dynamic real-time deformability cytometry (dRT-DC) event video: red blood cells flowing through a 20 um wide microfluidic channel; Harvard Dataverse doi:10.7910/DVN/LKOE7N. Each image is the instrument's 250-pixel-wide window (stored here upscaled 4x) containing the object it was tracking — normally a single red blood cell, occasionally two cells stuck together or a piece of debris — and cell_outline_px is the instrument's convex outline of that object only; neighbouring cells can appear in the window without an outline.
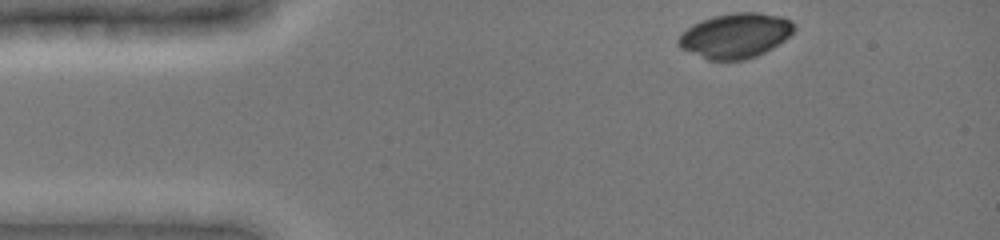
{"species": "common noctule bat (a hibernating species)", "species_latin": "Nyctalus noctula", "temperature_condition": "cold", "stored_images_in_passage": 29, "camera_frame_rate_fps": 3000, "um_per_image_px": 0.085, "animal": {"sex": "female", "body_mass_g": 19.0, "forearm_length_mm": 51.5}, "frame": {"image": 1, "passage_image": 1, "time_ms": 0.0, "image_size_px": [1000, 240], "cell_outline_px": [[796, 28], [784, 40], [772, 48], [756, 56], [744, 60], [708, 60], [680, 48], [676, 44], [676, 40], [692, 24], [712, 16], [736, 12], [756, 12], [780, 16], [788, 20]], "centroid_in_image_um": [62.47, 3.03], "position_along_channel_um": 22.5, "area_um2": 30.06}}
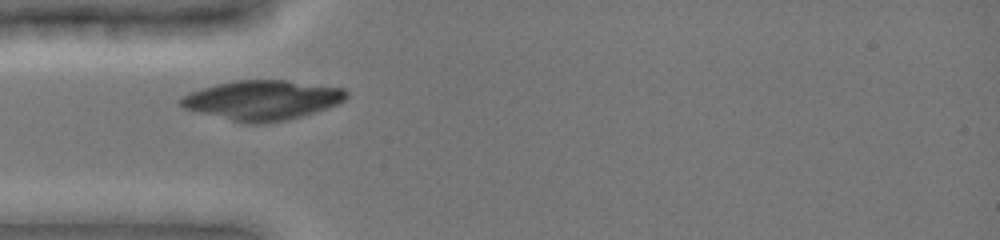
{"frame": {"image": 2, "passage_image": 21, "time_ms": 2.667, "image_size_px": [1000, 240], "cell_outline_px": [[348, 96], [340, 104], [328, 108], [288, 120], [268, 124], [248, 124], [184, 108], [180, 104], [180, 100], [184, 96], [192, 92], [216, 84], [236, 80], [284, 80], [344, 88], [348, 92]], "centroid_in_image_um": [22.37, 8.52], "position_along_channel_um": 62.6, "area_um2": 38.03}}
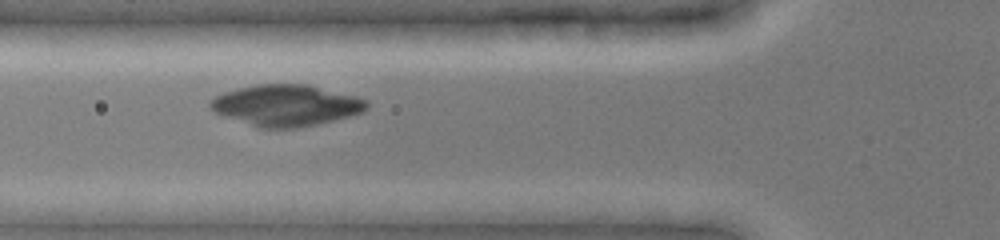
{"frame": {"image": 3, "passage_image": 28, "time_ms": 3.667, "image_size_px": [1000, 240], "cell_outline_px": [[368, 104], [364, 112], [300, 128], [260, 128], [224, 116], [216, 112], [208, 104], [216, 96], [240, 88], [256, 84], [308, 84], [356, 96], [364, 100]], "centroid_in_image_um": [24.33, 8.95], "position_along_channel_um": 101.5, "area_um2": 37.11}}